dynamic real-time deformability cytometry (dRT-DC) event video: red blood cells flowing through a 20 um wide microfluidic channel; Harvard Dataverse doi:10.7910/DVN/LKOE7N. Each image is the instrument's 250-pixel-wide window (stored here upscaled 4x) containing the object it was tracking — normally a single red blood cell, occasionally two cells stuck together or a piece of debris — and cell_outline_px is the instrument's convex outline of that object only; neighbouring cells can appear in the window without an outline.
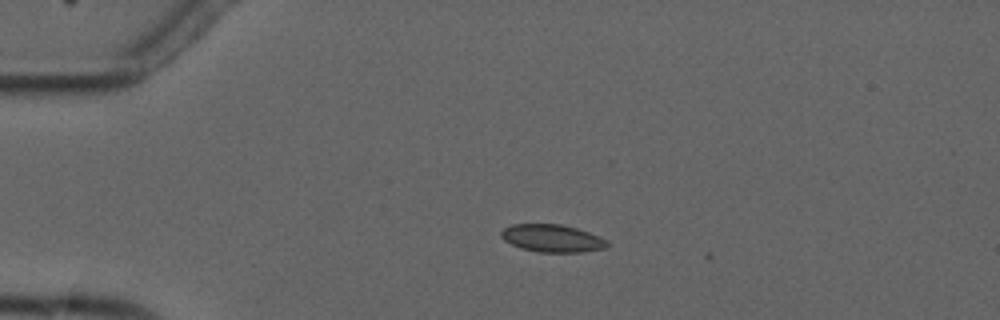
{"species": "common noctule bat (a hibernating species)", "species_latin": "Nyctalus noctula", "temperature_condition": "cold", "stored_images_in_passage": 6, "camera_frame_rate_fps": 3000, "um_per_image_px": 0.085, "animal": {"sex": "male", "forearm_length_mm": 52.5}, "frame": {"image": 1, "passage_image": 4, "time_ms": 3.333, "image_size_px": [1000, 320], "cell_outline_px": [[608, 244], [604, 248], [580, 252], [540, 252], [524, 248], [512, 244], [504, 240], [500, 236], [500, 232], [504, 228], [512, 224], [560, 224], [576, 228], [600, 236]], "centroid_in_image_um": [46.9, 20.24], "position_along_channel_um": 38.1, "area_um2": 16.76}}